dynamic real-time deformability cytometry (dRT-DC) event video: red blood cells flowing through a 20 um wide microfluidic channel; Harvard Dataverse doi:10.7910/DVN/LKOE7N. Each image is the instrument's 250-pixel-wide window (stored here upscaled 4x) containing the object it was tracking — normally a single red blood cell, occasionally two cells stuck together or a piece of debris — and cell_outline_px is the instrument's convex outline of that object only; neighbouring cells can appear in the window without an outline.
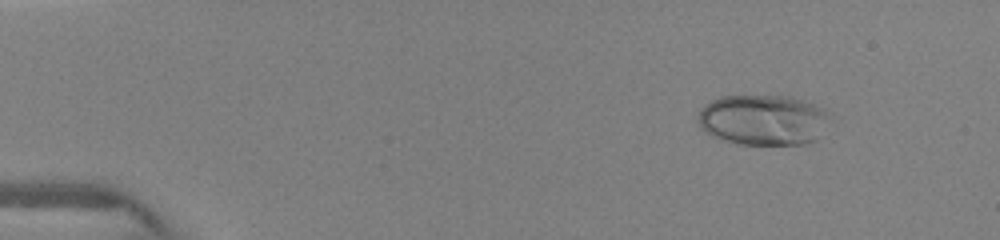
{"species": "human", "species_latin": "Homo sapiens", "temperature_condition": "warm", "stored_images_in_passage": 27, "camera_frame_rate_fps": 3000, "um_per_image_px": 0.085, "donor": {"sex": "female"}, "frame": {"image": 1, "passage_image": 1, "time_ms": 0.0, "image_size_px": [1000, 240], "cell_outline_px": [[828, 112], [816, 140], [804, 144], [736, 144], [712, 136], [700, 128], [696, 116], [712, 100], [720, 96], [788, 96], [804, 100], [824, 108]], "centroid_in_image_um": [64.81, 10.19], "position_along_channel_um": 20.2, "area_um2": 38.38}}
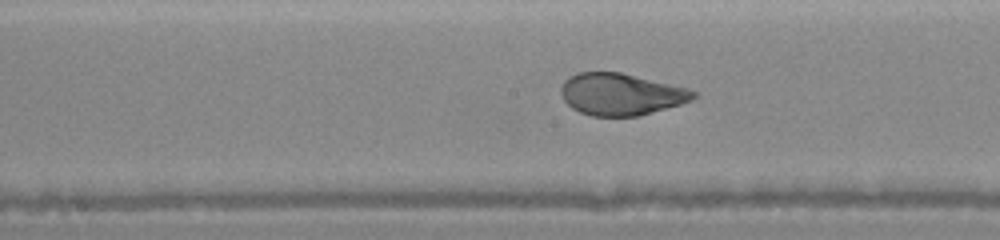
{"frame": {"image": 2, "passage_image": 15, "time_ms": 6.333, "image_size_px": [1000, 240], "cell_outline_px": [[696, 96], [692, 100], [680, 104], [636, 116], [592, 116], [580, 112], [572, 108], [564, 100], [560, 92], [560, 88], [564, 80], [568, 76], [576, 72], [620, 72], [688, 88], [696, 92]], "centroid_in_image_um": [52.74, 8.0], "position_along_channel_um": 195.5, "area_um2": 32.19}}
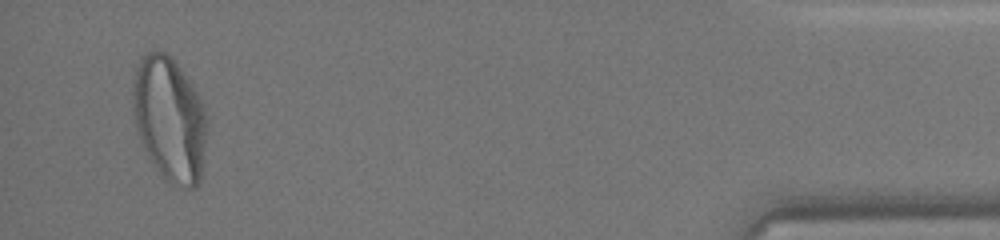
{"frame": {"image": 3, "passage_image": 27, "time_ms": 13.0, "image_size_px": [1000, 240], "cell_outline_px": [[208, 124], [200, 184], [196, 188], [184, 188], [172, 184], [160, 176], [140, 136], [136, 124], [132, 108], [132, 84], [136, 68], [140, 56], [144, 52], [152, 48], [164, 52], [172, 56], [176, 60], [184, 72], [196, 92], [208, 116]], "centroid_in_image_um": [14.43, 10.07], "position_along_channel_um": 420.8, "area_um2": 54.45}}